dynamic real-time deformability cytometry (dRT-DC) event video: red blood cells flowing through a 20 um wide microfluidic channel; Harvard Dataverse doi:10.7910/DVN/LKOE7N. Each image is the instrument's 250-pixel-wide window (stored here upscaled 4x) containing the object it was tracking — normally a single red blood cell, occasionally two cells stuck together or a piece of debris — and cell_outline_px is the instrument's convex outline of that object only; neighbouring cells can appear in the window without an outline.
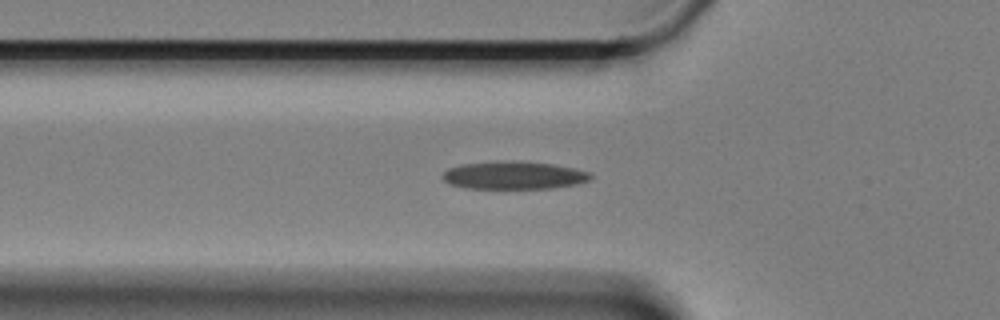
{"species": "Egyptian fruit bat (a non-hibernating species)", "species_latin": "Rousettus aegyptiacus", "temperature_condition": "cold", "stored_images_in_passage": 43, "camera_frame_rate_fps": 3000, "um_per_image_px": 0.085, "animal": {"sex": "female"}, "frame": {"image": 1, "passage_image": 2, "time_ms": 0.333, "image_size_px": [1000, 320], "cell_outline_px": [[592, 180], [576, 184], [552, 188], [468, 188], [452, 184], [444, 180], [440, 176], [448, 168], [460, 164], [552, 164], [572, 168], [588, 172], [592, 176]], "centroid_in_image_um": [43.7, 14.96], "position_along_channel_um": 82.1, "area_um2": 22.54}}
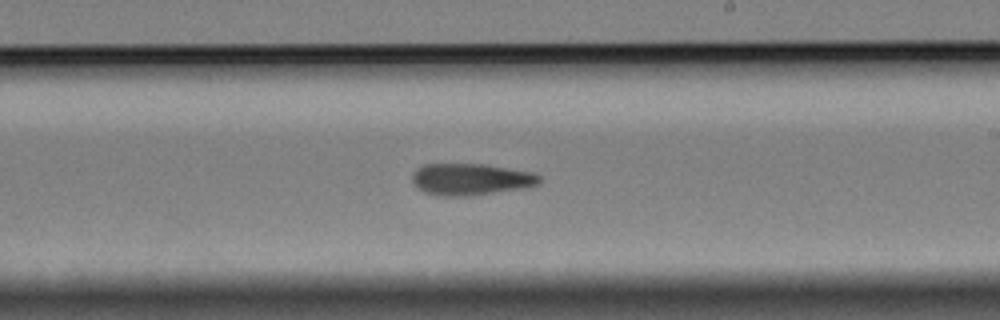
{"frame": {"image": 2, "passage_image": 17, "time_ms": 5.333, "image_size_px": [1000, 320], "cell_outline_px": [[540, 184], [524, 188], [468, 196], [436, 196], [424, 192], [412, 184], [412, 172], [416, 168], [424, 164], [480, 164], [532, 172], [540, 176]], "centroid_in_image_um": [39.96, 15.25], "position_along_channel_um": 249.0, "area_um2": 23.58}}
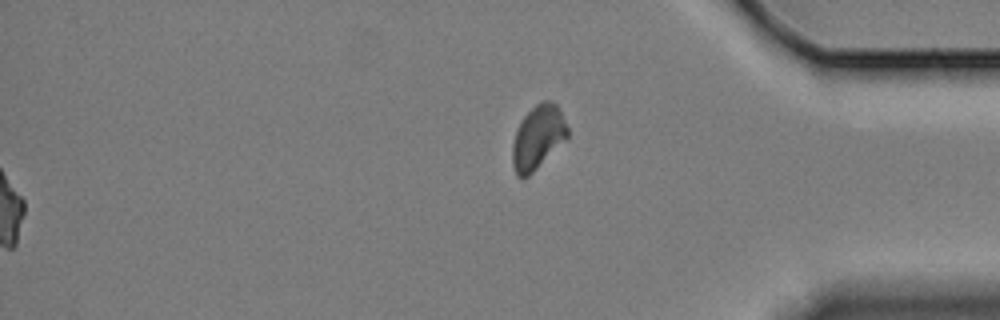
{"frame": {"image": 3, "passage_image": 43, "time_ms": 14.0, "image_size_px": [1000, 320], "cell_outline_px": [[568, 136], [528, 176], [516, 176], [512, 164], [512, 144], [516, 132], [524, 116], [536, 104], [544, 100], [552, 100], [556, 104], [568, 128]], "centroid_in_image_um": [45.7, 11.65], "position_along_channel_um": 389.5, "area_um2": 19.88}, "authors_computed_cell_mechanics": {"area_um2": 22.7154, "velocity_mm_per_s": 3.3267, "shape_relaxation_time_tau1_ms": 9.5555, "shape_relaxation_time_tau2_ms": null, "deformation_change_tau1": 0.1967, "deformation_change_tau2": null}}